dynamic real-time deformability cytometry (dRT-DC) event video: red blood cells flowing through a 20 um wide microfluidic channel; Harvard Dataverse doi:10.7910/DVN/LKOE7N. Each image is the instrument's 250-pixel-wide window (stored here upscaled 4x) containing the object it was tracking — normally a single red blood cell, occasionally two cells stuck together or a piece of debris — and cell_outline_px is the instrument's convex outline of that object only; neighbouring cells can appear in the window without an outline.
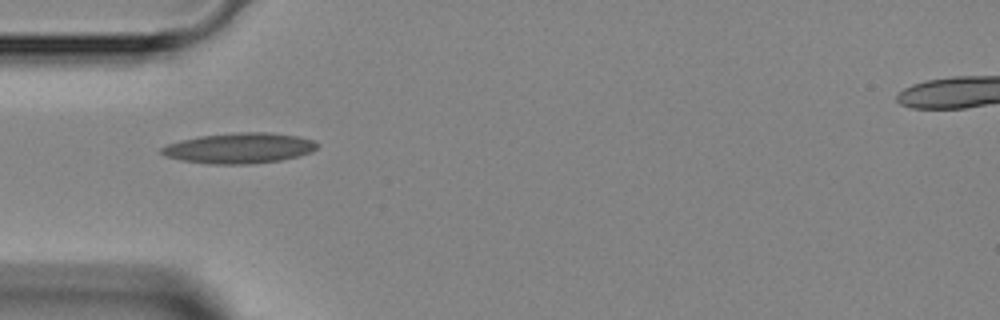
{"species": "Egyptian fruit bat (a non-hibernating species)", "species_latin": "Rousettus aegyptiacus", "temperature_condition": "room temperature", "stored_images_in_passage": 1, "camera_frame_rate_fps": 3000, "um_per_image_px": 0.085, "animal": {"sex": "female"}, "frame": {"image": 1, "passage_image": 1, "time_ms": 0.0, "image_size_px": [1000, 320], "cell_outline_px": [[320, 144], [312, 152], [280, 160], [252, 164], [208, 164], [180, 160], [164, 156], [160, 152], [160, 148], [168, 144], [180, 140], [200, 136], [240, 132], [268, 132], [296, 136], [312, 140]], "centroid_in_image_um": [20.31, 12.59], "position_along_channel_um": 64.7, "area_um2": 27.63}}